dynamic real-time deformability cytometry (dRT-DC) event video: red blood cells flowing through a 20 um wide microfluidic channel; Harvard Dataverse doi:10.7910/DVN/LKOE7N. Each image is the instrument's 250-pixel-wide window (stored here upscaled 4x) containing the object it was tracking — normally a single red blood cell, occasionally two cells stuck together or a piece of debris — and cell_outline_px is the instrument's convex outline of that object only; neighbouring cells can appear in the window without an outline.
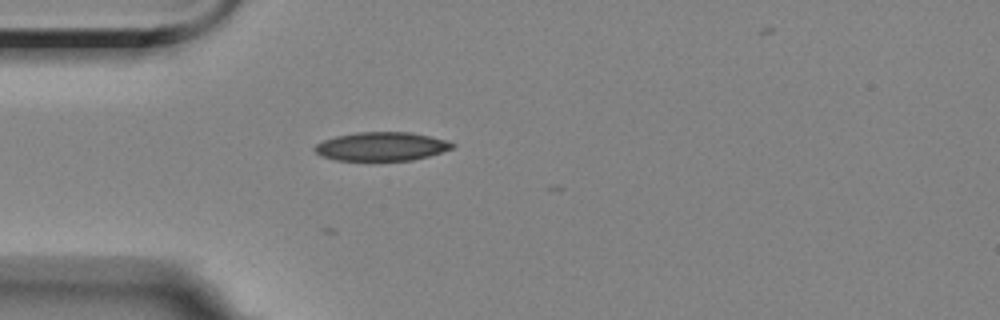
{"species": "Egyptian fruit bat (a non-hibernating species)", "species_latin": "Rousettus aegyptiacus", "temperature_condition": "room temperature", "stored_images_in_passage": 24, "camera_frame_rate_fps": 3000, "um_per_image_px": 0.085, "animal": {"sex": "female"}, "frame": {"image": 1, "passage_image": 3, "time_ms": 0.667, "image_size_px": [1000, 320], "cell_outline_px": [[456, 144], [452, 148], [428, 156], [412, 160], [336, 160], [320, 156], [312, 148], [316, 144], [324, 140], [336, 136], [356, 132], [412, 132], [444, 140]], "centroid_in_image_um": [32.38, 12.44], "position_along_channel_um": 52.6, "area_um2": 22.83}}
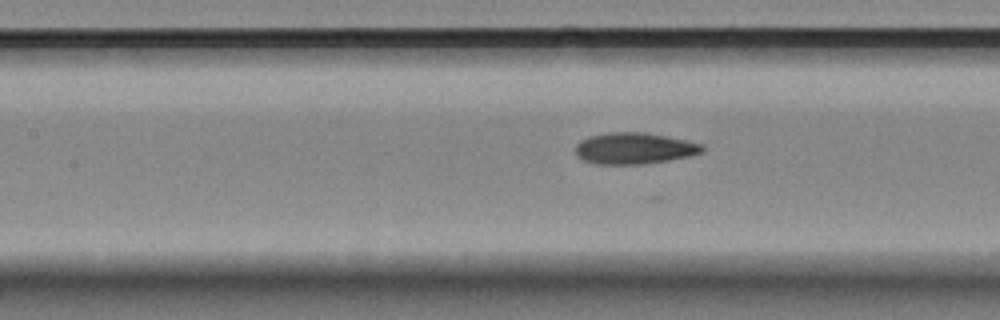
{"frame": {"image": 2, "passage_image": 12, "time_ms": 3.667, "image_size_px": [1000, 320], "cell_outline_px": [[704, 148], [700, 152], [688, 156], [668, 160], [644, 164], [596, 164], [584, 160], [576, 156], [576, 144], [580, 140], [588, 136], [612, 132], [640, 132], [664, 136], [684, 140], [700, 144]], "centroid_in_image_um": [53.83, 12.61], "position_along_channel_um": 153.6, "area_um2": 22.83}}
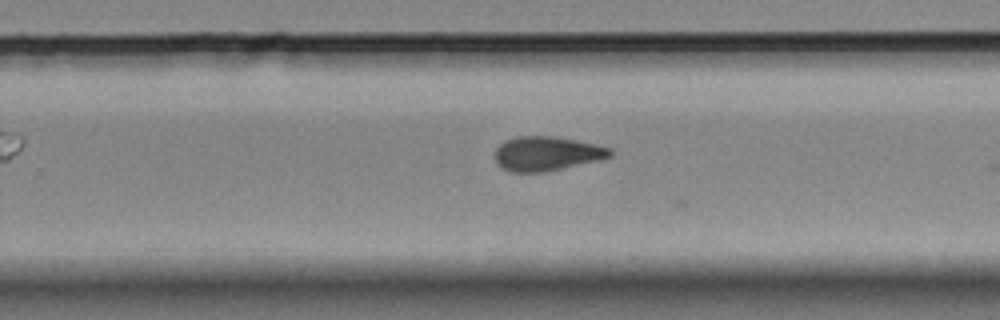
{"frame": {"image": 3, "passage_image": 23, "time_ms": 7.333, "image_size_px": [1000, 320], "cell_outline_px": [[612, 156], [596, 160], [544, 172], [508, 172], [500, 168], [496, 164], [492, 156], [496, 148], [504, 140], [516, 136], [552, 136], [576, 140], [596, 144], [612, 148]], "centroid_in_image_um": [46.38, 13.05], "position_along_channel_um": 283.4, "area_um2": 23.24}}